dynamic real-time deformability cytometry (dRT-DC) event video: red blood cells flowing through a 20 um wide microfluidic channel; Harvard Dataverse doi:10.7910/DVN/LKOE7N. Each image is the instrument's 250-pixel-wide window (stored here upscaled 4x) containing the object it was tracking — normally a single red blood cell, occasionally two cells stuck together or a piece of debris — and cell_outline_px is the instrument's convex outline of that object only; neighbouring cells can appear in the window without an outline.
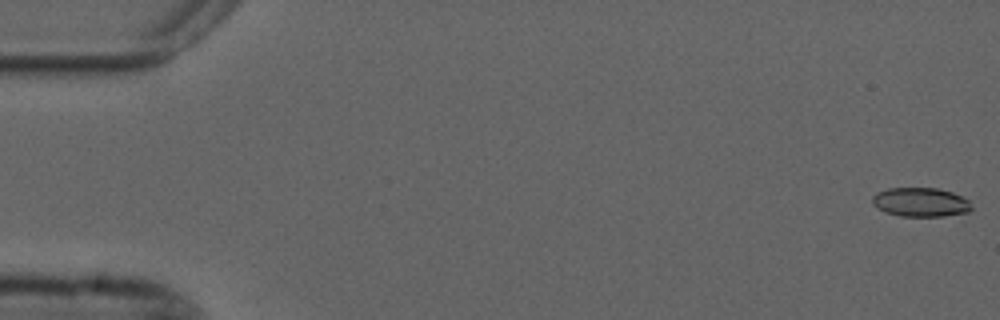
{"species": "common noctule bat (a hibernating species)", "species_latin": "Nyctalus noctula", "temperature_condition": "cold", "stored_images_in_passage": 55, "camera_frame_rate_fps": 3000, "um_per_image_px": 0.085, "animal": {"sex": "male", "forearm_length_mm": 52.5}, "frame": {"image": 1, "passage_image": 1, "time_ms": 0.0, "image_size_px": [1000, 320], "cell_outline_px": [[972, 208], [968, 212], [944, 216], [900, 216], [884, 212], [872, 204], [872, 196], [876, 192], [888, 188], [936, 188], [952, 192], [968, 200]], "centroid_in_image_um": [78.21, 17.18], "position_along_channel_um": 6.8, "area_um2": 16.82}}
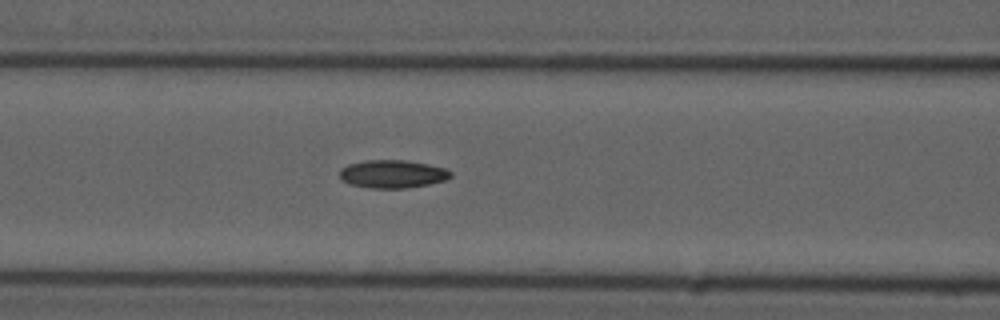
{"frame": {"image": 2, "passage_image": 23, "time_ms": 7.333, "image_size_px": [1000, 320], "cell_outline_px": [[452, 176], [444, 180], [428, 184], [404, 188], [372, 188], [352, 184], [344, 180], [340, 176], [340, 168], [348, 164], [364, 160], [408, 160], [428, 164], [444, 168], [452, 172]], "centroid_in_image_um": [33.37, 14.77], "position_along_channel_um": 133.2, "area_um2": 17.98}}
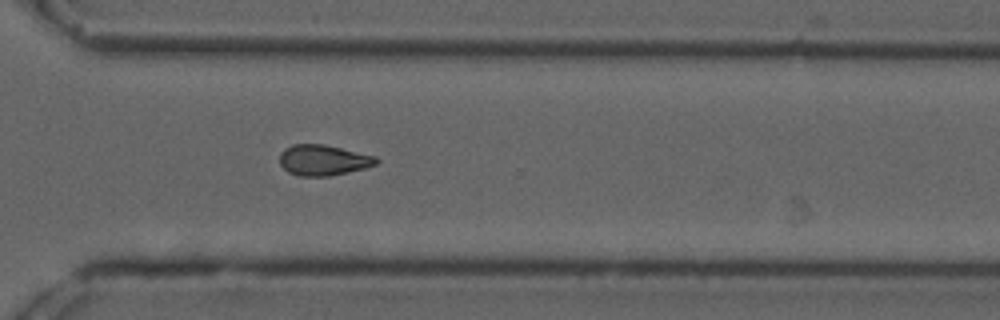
{"frame": {"image": 3, "passage_image": 40, "time_ms": 13.0, "image_size_px": [1000, 320], "cell_outline_px": [[380, 160], [376, 164], [364, 168], [348, 172], [328, 176], [300, 176], [288, 172], [280, 164], [280, 152], [284, 148], [292, 144], [324, 144], [376, 156]], "centroid_in_image_um": [27.46, 13.6], "position_along_channel_um": 343.1, "area_um2": 17.28}, "authors_computed_cell_mechanics": {"area_um2": 17.2822, "velocity_mm_per_s": 3.7084, "shape_relaxation_time_tau1_ms": null, "shape_relaxation_time_tau2_ms": 6.5587, "deformation_change_tau1": null, "deformation_change_tau2": 0.1358}}